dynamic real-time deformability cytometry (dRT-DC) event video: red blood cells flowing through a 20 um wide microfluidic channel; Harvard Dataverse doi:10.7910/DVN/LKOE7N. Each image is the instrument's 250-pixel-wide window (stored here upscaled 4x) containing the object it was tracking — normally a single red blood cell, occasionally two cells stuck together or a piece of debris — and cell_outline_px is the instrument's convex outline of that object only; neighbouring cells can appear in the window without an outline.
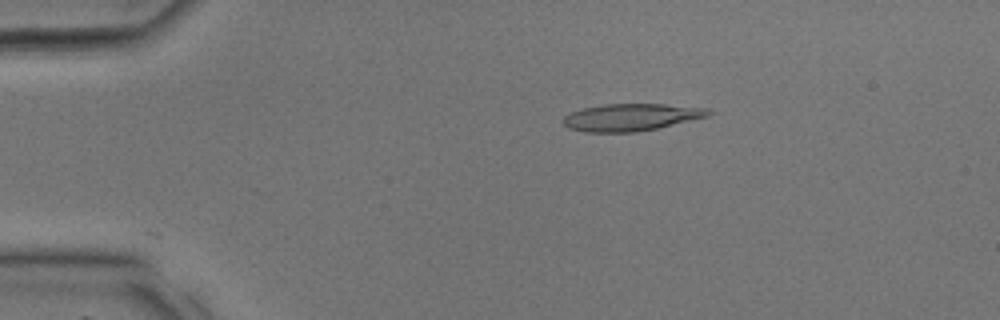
{"species": "common noctule bat (a hibernating species)", "species_latin": "Nyctalus noctula", "temperature_condition": "room temperature", "stored_images_in_passage": 30, "camera_frame_rate_fps": 3000, "um_per_image_px": 0.085, "animal": {"sex": "male", "body_mass_g": 17.9, "forearm_length_mm": 54.2}, "frame": {"image": 1, "passage_image": 1, "time_ms": 0.0, "image_size_px": [1000, 320], "cell_outline_px": [[712, 112], [708, 116], [660, 128], [636, 132], [584, 132], [568, 128], [564, 124], [564, 116], [572, 112], [584, 108], [604, 104], [664, 104], [708, 108]], "centroid_in_image_um": [53.67, 9.97], "position_along_channel_um": 31.3, "area_um2": 23.0}}
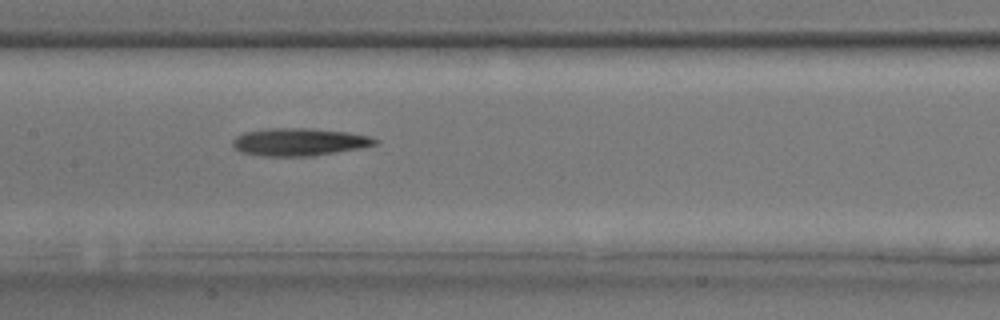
{"frame": {"image": 2, "passage_image": 12, "time_ms": 3.667, "image_size_px": [1000, 320], "cell_outline_px": [[380, 144], [360, 148], [336, 152], [308, 156], [264, 156], [240, 152], [232, 144], [232, 140], [236, 136], [244, 132], [268, 128], [312, 128], [348, 132], [368, 136], [380, 140]], "centroid_in_image_um": [25.45, 12.06], "position_along_channel_um": 182.0, "area_um2": 23.0}}
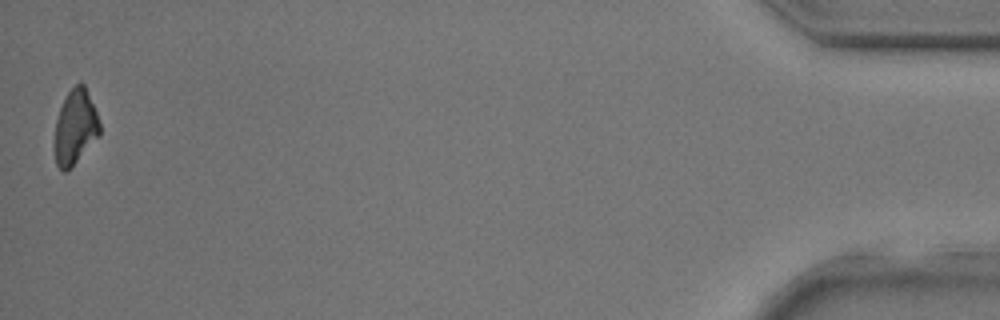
{"frame": {"image": 3, "passage_image": 30, "time_ms": 9.667, "image_size_px": [1000, 320], "cell_outline_px": [[100, 136], [64, 172], [56, 164], [52, 144], [56, 120], [60, 108], [68, 92], [80, 80], [84, 84], [96, 112], [100, 124]], "centroid_in_image_um": [6.37, 10.79], "position_along_channel_um": 428.8, "area_um2": 19.59}}